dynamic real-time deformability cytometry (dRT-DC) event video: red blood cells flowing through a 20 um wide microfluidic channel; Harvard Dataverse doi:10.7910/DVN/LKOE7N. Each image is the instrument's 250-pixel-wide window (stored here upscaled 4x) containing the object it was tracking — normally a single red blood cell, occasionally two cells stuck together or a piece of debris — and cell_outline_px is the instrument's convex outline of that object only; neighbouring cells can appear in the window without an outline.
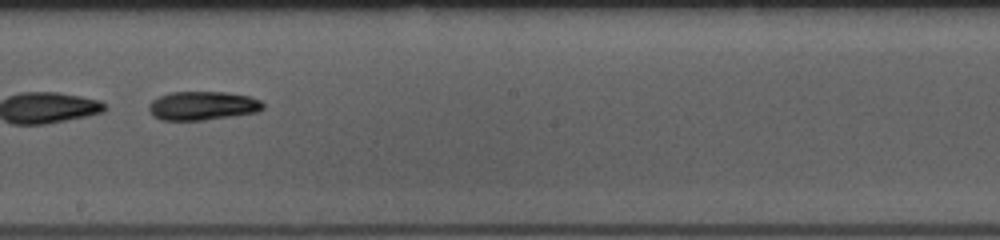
{"species": "common noctule bat (a hibernating species)", "species_latin": "Nyctalus noctula", "temperature_condition": "room temperature", "stored_images_in_passage": 39, "segment_of_instrument_passage": [2, 2], "camera_frame_rate_fps": 3000, "um_per_image_px": 0.085, "animal": {"sex": "female", "body_mass_g": 10.0, "forearm_length_mm": 53.1}, "frame": {"image": 1, "passage_image": 29, "time_ms": 9.333, "image_size_px": [1000, 240], "cell_outline_px": [[264, 108], [256, 112], [232, 116], [204, 120], [160, 120], [152, 116], [148, 108], [148, 104], [152, 100], [160, 96], [172, 92], [228, 92], [248, 96], [260, 100], [264, 104]], "centroid_in_image_um": [17.2, 8.99], "position_along_channel_um": 231.0, "area_um2": 19.19}}